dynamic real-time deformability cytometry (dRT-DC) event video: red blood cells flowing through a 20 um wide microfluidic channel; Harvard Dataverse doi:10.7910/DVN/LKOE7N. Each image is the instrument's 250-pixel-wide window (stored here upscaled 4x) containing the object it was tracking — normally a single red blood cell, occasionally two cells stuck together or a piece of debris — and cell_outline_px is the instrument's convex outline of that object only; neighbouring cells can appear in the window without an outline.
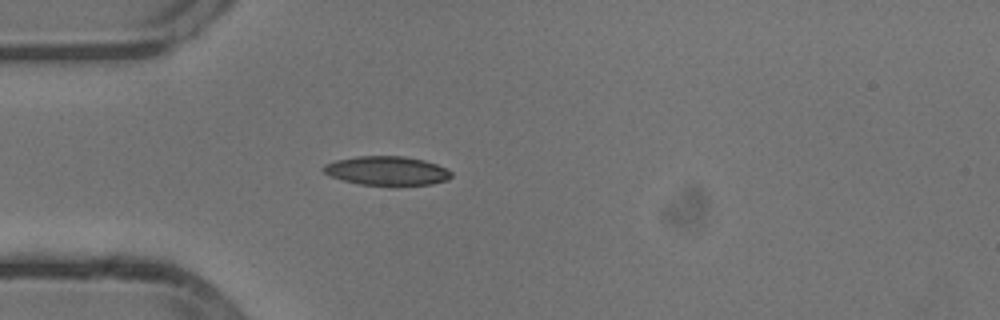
{"species": "common noctule bat (a hibernating species)", "species_latin": "Nyctalus noctula", "temperature_condition": "cold", "stored_images_in_passage": 39, "camera_frame_rate_fps": 3000, "um_per_image_px": 0.085, "animal": {"sex": "male", "body_mass_g": 13.3}, "frame": {"image": 1, "passage_image": 1, "time_ms": 0.0, "image_size_px": [1000, 320], "cell_outline_px": [[452, 176], [448, 180], [432, 184], [388, 188], [360, 184], [344, 180], [332, 176], [324, 172], [320, 168], [324, 164], [336, 160], [356, 156], [404, 156], [424, 160], [436, 164], [452, 172]], "centroid_in_image_um": [32.9, 14.55], "position_along_channel_um": 52.1, "area_um2": 22.31}}
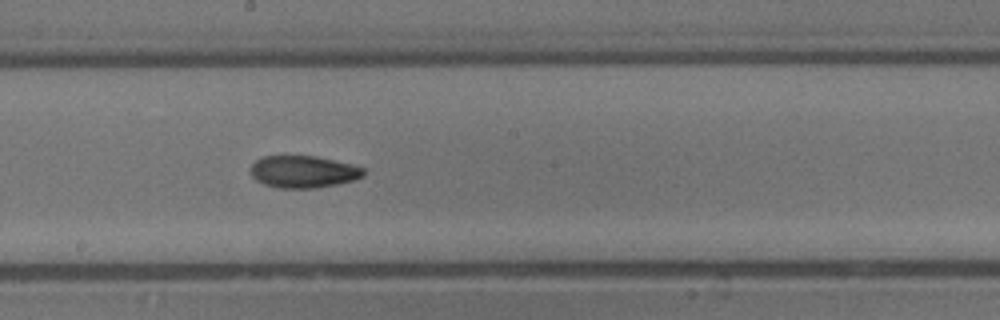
{"frame": {"image": 2, "passage_image": 15, "time_ms": 4.667, "image_size_px": [1000, 320], "cell_outline_px": [[364, 176], [352, 180], [336, 184], [316, 188], [280, 188], [264, 184], [256, 180], [252, 176], [252, 164], [256, 160], [264, 156], [316, 156], [352, 164], [364, 168]], "centroid_in_image_um": [25.79, 14.59], "position_along_channel_um": 222.4, "area_um2": 20.98}}
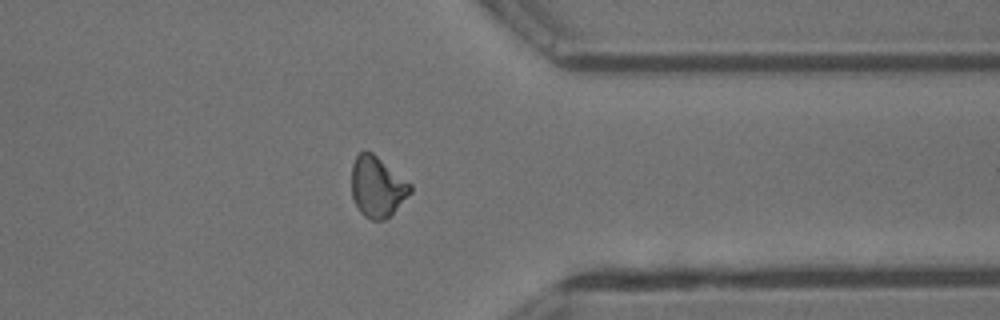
{"frame": {"image": 3, "passage_image": 28, "time_ms": 9.0, "image_size_px": [1000, 320], "cell_outline_px": [[412, 192], [384, 220], [372, 220], [364, 216], [360, 212], [352, 196], [352, 164], [356, 156], [364, 148], [372, 152], [412, 184]], "centroid_in_image_um": [32.06, 15.84], "position_along_channel_um": 379.3, "area_um2": 20.69}, "authors_computed_cell_mechanics": {"area_um2": 20.9236, "velocity_mm_per_s": 3.8082, "shape_relaxation_time_tau1_ms": 4.4746, "shape_relaxation_time_tau2_ms": 7.5141, "deformation_change_tau1": 0.1237, "deformation_change_tau2": 0.134}}